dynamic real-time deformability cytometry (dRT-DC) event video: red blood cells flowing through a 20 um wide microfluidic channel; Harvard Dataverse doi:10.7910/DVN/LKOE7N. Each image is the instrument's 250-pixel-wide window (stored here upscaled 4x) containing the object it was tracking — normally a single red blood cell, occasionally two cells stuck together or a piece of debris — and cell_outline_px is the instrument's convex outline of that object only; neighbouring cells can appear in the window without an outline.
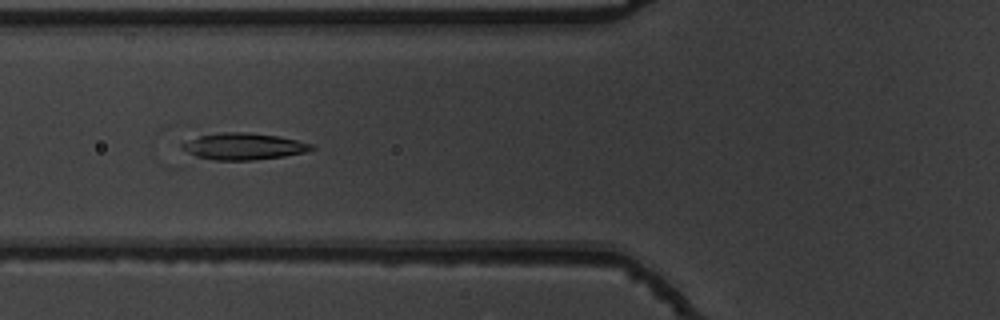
{"species": "common noctule bat (a hibernating species)", "species_latin": "Nyctalus noctula", "temperature_condition": "warm", "stored_images_in_passage": 23, "camera_frame_rate_fps": 3000, "um_per_image_px": 0.085, "animal": {"sex": "male", "body_mass_g": 19.5, "forearm_length_mm": 54.6}, "frame": {"image": 1, "passage_image": 4, "time_ms": 1.0, "image_size_px": [1000, 320], "cell_outline_px": [[316, 148], [304, 152], [284, 156], [252, 160], [216, 160], [196, 156], [180, 148], [180, 144], [200, 136], [224, 132], [244, 132], [280, 136], [312, 144]], "centroid_in_image_um": [20.72, 12.44], "position_along_channel_um": 105.1, "area_um2": 19.83}}
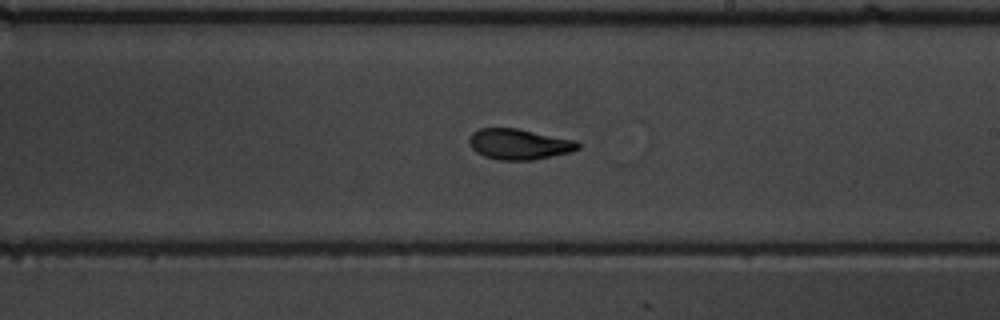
{"frame": {"image": 2, "passage_image": 15, "time_ms": 4.667, "image_size_px": [1000, 320], "cell_outline_px": [[580, 148], [572, 152], [532, 160], [500, 160], [484, 156], [476, 152], [472, 148], [468, 140], [472, 132], [480, 128], [516, 128], [576, 140], [580, 144]], "centroid_in_image_um": [44.13, 12.25], "position_along_channel_um": 244.9, "area_um2": 19.48}}
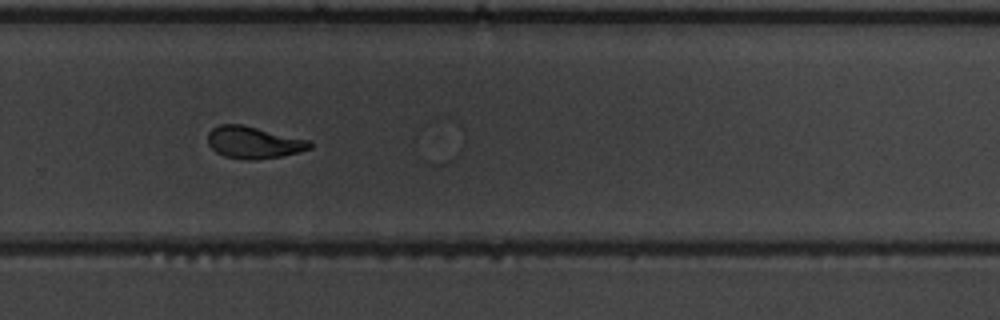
{"frame": {"image": 3, "passage_image": 20, "time_ms": 6.333, "image_size_px": [1000, 320], "cell_outline_px": [[312, 148], [300, 152], [280, 156], [256, 160], [244, 160], [224, 156], [216, 152], [208, 144], [208, 132], [212, 128], [220, 124], [240, 124], [308, 140], [312, 144]], "centroid_in_image_um": [21.53, 12.12], "position_along_channel_um": 308.3, "area_um2": 18.9}}